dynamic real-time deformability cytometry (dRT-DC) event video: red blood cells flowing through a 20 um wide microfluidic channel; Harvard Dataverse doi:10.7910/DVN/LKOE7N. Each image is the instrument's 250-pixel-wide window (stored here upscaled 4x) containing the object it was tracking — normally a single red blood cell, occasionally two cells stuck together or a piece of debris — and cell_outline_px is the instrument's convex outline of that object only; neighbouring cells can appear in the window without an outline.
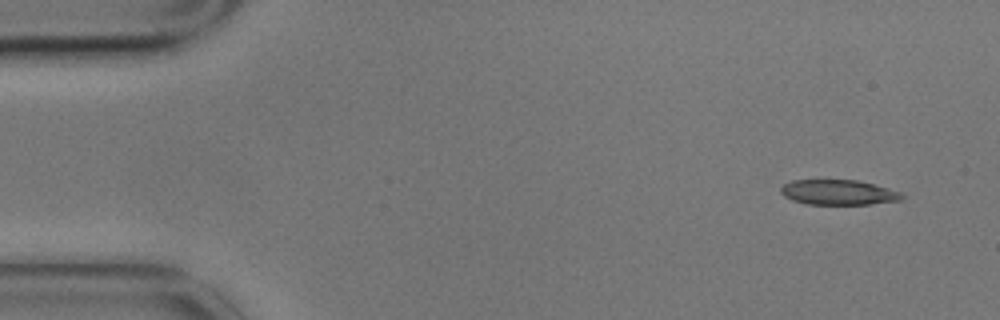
{"species": "common noctule bat (a hibernating species)", "species_latin": "Nyctalus noctula", "temperature_condition": "cold", "stored_images_in_passage": 5, "camera_frame_rate_fps": 3000, "um_per_image_px": 0.085, "animal": {"sex": "male", "body_mass_g": 17.9}, "frame": {"image": 1, "passage_image": 1, "time_ms": 0.0, "image_size_px": [1000, 320], "cell_outline_px": [[904, 196], [900, 200], [872, 204], [804, 204], [792, 200], [784, 196], [780, 192], [780, 188], [784, 184], [792, 180], [856, 180], [888, 188], [900, 192]], "centroid_in_image_um": [71.23, 16.35], "position_along_channel_um": 13.8, "area_um2": 17.63}}
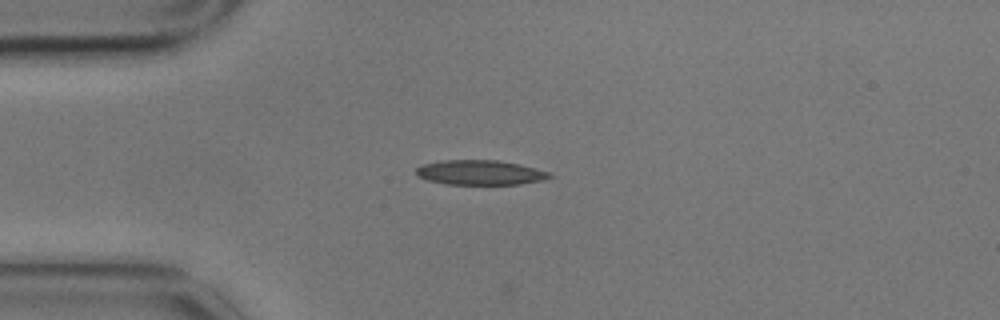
{"frame": {"image": 2, "passage_image": 4, "time_ms": 1.0, "image_size_px": [1000, 320], "cell_outline_px": [[552, 176], [544, 180], [520, 184], [444, 184], [428, 180], [416, 176], [416, 168], [420, 164], [444, 160], [496, 160], [536, 168], [552, 172]], "centroid_in_image_um": [40.79, 14.66], "position_along_channel_um": 44.2, "area_um2": 19.31}}